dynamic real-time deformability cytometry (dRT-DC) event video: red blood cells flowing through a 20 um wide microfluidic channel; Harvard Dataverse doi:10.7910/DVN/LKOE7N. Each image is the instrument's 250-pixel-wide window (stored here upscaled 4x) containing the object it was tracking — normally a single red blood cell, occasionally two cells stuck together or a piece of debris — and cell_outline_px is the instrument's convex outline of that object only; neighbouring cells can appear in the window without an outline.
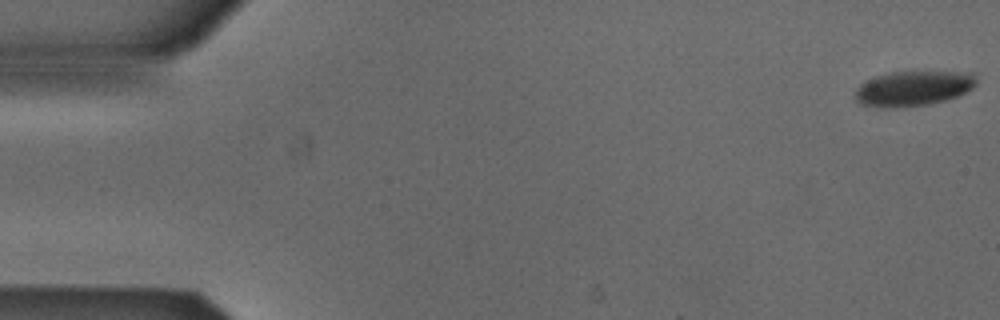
{"species": "Egyptian fruit bat (a non-hibernating species)", "species_latin": "Rousettus aegyptiacus", "temperature_condition": "cold", "stored_images_in_passage": 4, "camera_frame_rate_fps": 3000, "um_per_image_px": 0.085, "animal": {"sex": "male"}, "frame": {"image": 1, "passage_image": 1, "time_ms": 0.0, "image_size_px": [1000, 320], "cell_outline_px": [[976, 84], [968, 92], [944, 100], [928, 104], [900, 108], [880, 108], [860, 104], [856, 100], [856, 88], [864, 80], [876, 76], [892, 72], [972, 72], [976, 80]], "centroid_in_image_um": [77.59, 7.53], "position_along_channel_um": 7.4, "area_um2": 24.85}}
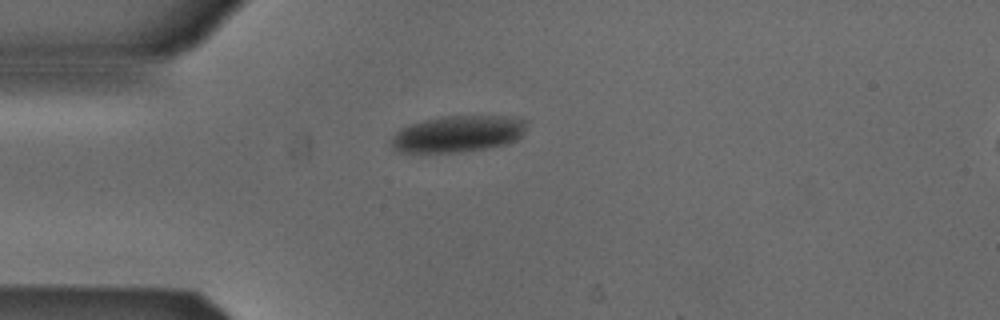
{"frame": {"image": 2, "passage_image": 4, "time_ms": 1.0, "image_size_px": [1000, 320], "cell_outline_px": [[528, 120], [524, 132], [516, 140], [504, 144], [484, 148], [460, 152], [400, 152], [392, 148], [388, 144], [392, 136], [400, 128], [408, 124], [440, 116], [504, 116]], "centroid_in_image_um": [38.86, 11.37], "position_along_channel_um": 46.1, "area_um2": 28.9}}